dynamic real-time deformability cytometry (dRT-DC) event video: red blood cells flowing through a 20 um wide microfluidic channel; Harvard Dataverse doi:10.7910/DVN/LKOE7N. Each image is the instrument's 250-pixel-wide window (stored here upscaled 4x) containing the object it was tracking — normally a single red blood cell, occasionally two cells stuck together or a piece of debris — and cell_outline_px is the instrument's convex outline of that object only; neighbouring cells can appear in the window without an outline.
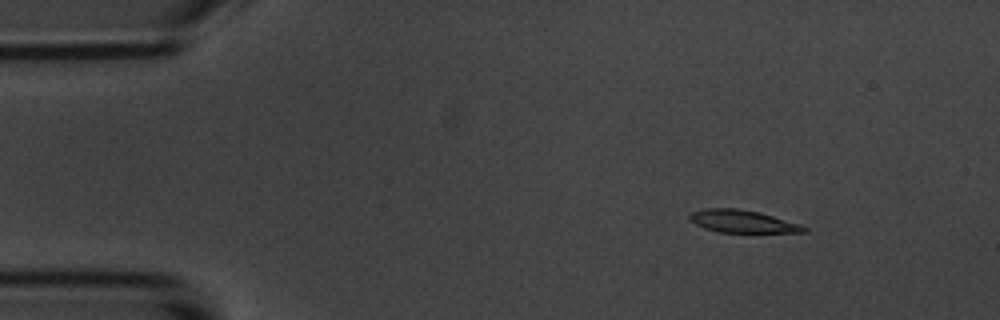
{"species": "common noctule bat (a hibernating species)", "species_latin": "Nyctalus noctula", "temperature_condition": "room temperature", "stored_images_in_passage": 4, "segment_of_instrument_passage": [1, 2], "camera_frame_rate_fps": 3000, "um_per_image_px": 0.085, "animal": {"sex": "male", "body_mass_g": 20.1, "forearm_length_mm": 53.5}, "frame": {"image": 1, "passage_image": 1, "time_ms": 0.0, "image_size_px": [1000, 320], "cell_outline_px": [[808, 232], [720, 232], [704, 228], [688, 220], [688, 216], [692, 212], [704, 208], [736, 208], [760, 212], [800, 224], [808, 228]], "centroid_in_image_um": [63.09, 18.81], "position_along_channel_um": 21.9, "area_um2": 15.03}}